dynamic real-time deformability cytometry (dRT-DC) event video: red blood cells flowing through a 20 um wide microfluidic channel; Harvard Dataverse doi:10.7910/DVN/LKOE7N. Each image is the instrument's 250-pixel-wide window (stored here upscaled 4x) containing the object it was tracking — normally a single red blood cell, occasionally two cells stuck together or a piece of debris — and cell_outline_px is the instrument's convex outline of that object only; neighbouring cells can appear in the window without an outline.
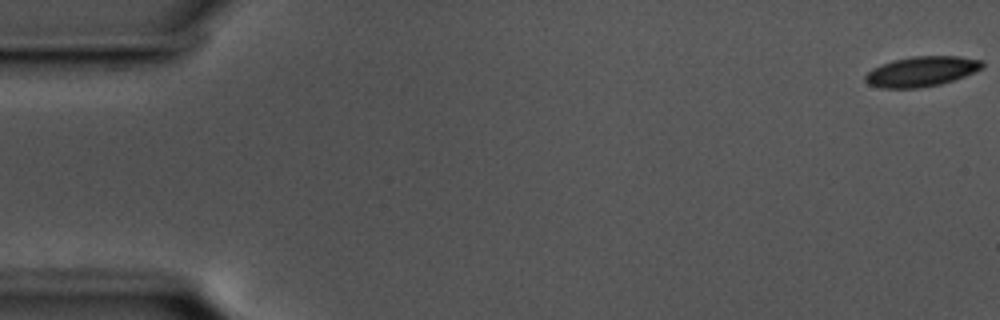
{"species": "common noctule bat (a hibernating species)", "species_latin": "Nyctalus noctula", "temperature_condition": "cold", "stored_images_in_passage": 57, "camera_frame_rate_fps": 3000, "um_per_image_px": 0.085, "animal": {"sex": "male", "body_mass_g": 17.5, "forearm_length_mm": 52.3}, "frame": {"image": 1, "passage_image": 1, "time_ms": 0.0, "image_size_px": [1000, 320], "cell_outline_px": [[984, 68], [964, 76], [940, 84], [920, 88], [880, 88], [868, 84], [864, 80], [864, 76], [872, 68], [880, 64], [892, 60], [912, 56], [960, 56], [984, 60]], "centroid_in_image_um": [78.32, 6.06], "position_along_channel_um": 6.7, "area_um2": 20.75}}
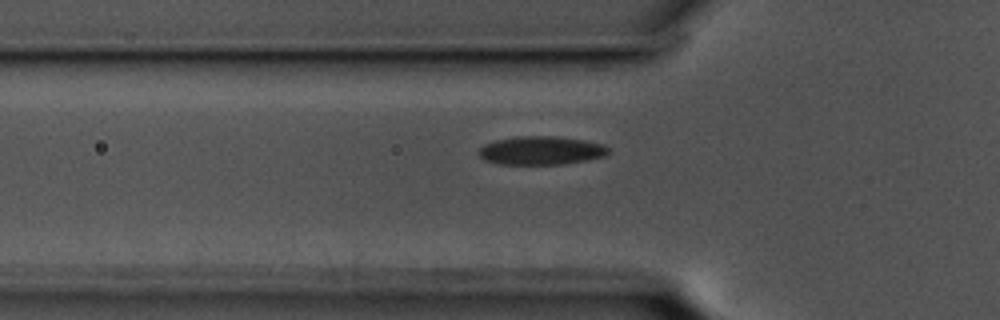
{"frame": {"image": 2, "passage_image": 19, "time_ms": 6.0, "image_size_px": [1000, 320], "cell_outline_px": [[608, 152], [604, 156], [588, 160], [564, 164], [500, 164], [484, 160], [480, 156], [480, 148], [484, 144], [496, 140], [516, 136], [556, 136], [584, 140], [604, 144], [608, 148]], "centroid_in_image_um": [46.0, 12.79], "position_along_channel_um": 79.8, "area_um2": 21.5}}
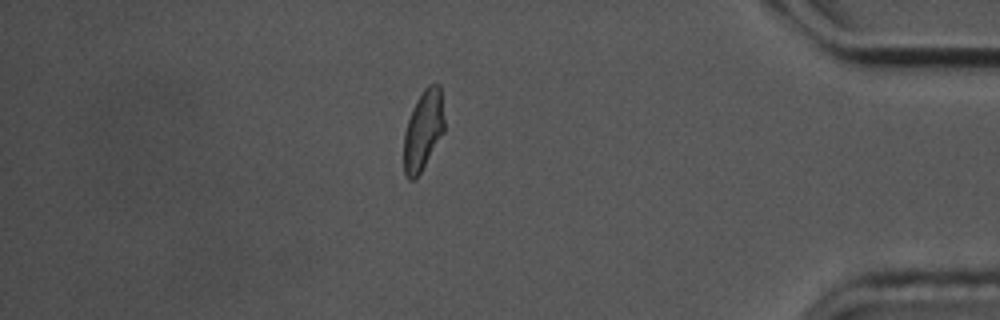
{"frame": {"image": 3, "passage_image": 49, "time_ms": 16.0, "image_size_px": [1000, 320], "cell_outline_px": [[444, 132], [420, 172], [412, 180], [408, 180], [404, 172], [404, 132], [412, 108], [416, 100], [424, 88], [428, 84], [440, 84], [444, 120]], "centroid_in_image_um": [35.97, 11.04], "position_along_channel_um": 399.2, "area_um2": 18.73}, "authors_computed_cell_mechanics": {"area_um2": 20.7502, "velocity_mm_per_s": 3.579, "shape_relaxation_time_tau1_ms": 5.0982, "shape_relaxation_time_tau2_ms": 1.796, "deformation_change_tau1": 0.1178, "deformation_change_tau2": 0.0644}}